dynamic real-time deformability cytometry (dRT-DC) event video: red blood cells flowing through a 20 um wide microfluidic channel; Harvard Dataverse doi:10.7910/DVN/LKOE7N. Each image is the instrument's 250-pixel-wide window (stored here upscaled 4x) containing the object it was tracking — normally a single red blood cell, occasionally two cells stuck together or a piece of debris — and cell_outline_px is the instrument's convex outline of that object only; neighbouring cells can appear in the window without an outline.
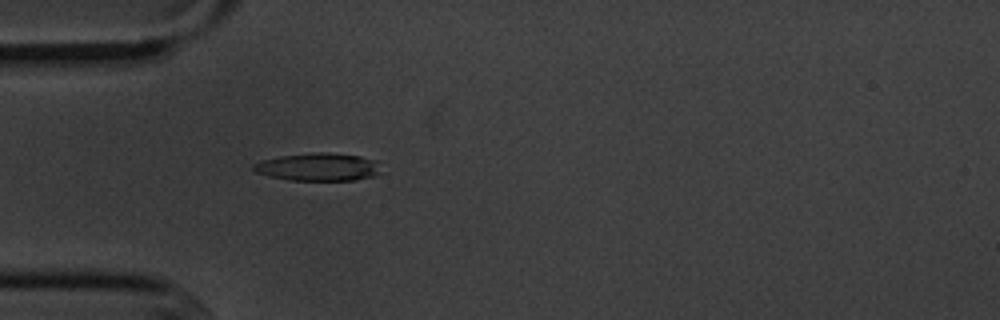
{"species": "common noctule bat (a hibernating species)", "species_latin": "Nyctalus noctula", "temperature_condition": "cold", "stored_images_in_passage": 3, "camera_frame_rate_fps": 3000, "um_per_image_px": 0.085, "animal": {"sex": "male", "body_mass_g": 20.1, "forearm_length_mm": 53.5}, "frame": {"image": 1, "passage_image": 3, "time_ms": 2.333, "image_size_px": [1000, 320], "cell_outline_px": [[380, 172], [376, 176], [356, 180], [288, 180], [268, 176], [256, 172], [252, 168], [252, 164], [260, 160], [280, 156], [316, 152], [328, 152], [360, 156], [376, 160]], "centroid_in_image_um": [27.04, 14.19], "position_along_channel_um": 58.0, "area_um2": 20.81}}